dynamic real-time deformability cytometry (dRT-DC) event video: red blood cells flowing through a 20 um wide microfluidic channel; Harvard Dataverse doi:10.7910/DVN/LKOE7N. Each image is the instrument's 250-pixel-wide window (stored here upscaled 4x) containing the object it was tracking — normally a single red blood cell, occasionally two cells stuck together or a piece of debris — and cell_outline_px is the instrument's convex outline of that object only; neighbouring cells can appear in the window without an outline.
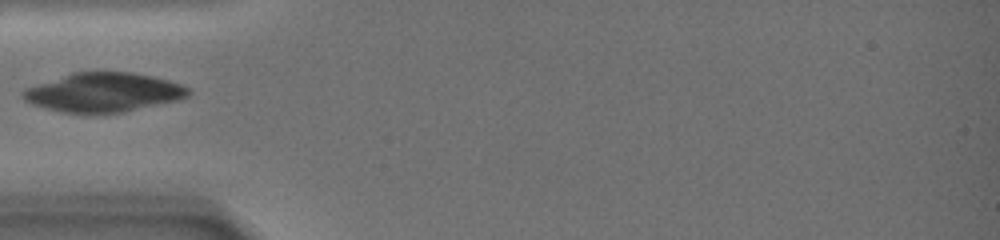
{"species": "common noctule bat (a hibernating species)", "species_latin": "Nyctalus noctula", "temperature_condition": "warm", "stored_images_in_passage": 25, "camera_frame_rate_fps": 3000, "um_per_image_px": 0.085, "animal": {"sex": "female", "body_mass_g": 19.0, "forearm_length_mm": 51.5}, "frame": {"image": 1, "passage_image": 1, "time_ms": 0.0, "image_size_px": [1000, 240], "cell_outline_px": [[192, 92], [188, 96], [180, 100], [120, 112], [64, 112], [32, 104], [24, 100], [20, 96], [20, 92], [24, 88], [72, 72], [128, 72], [152, 76], [168, 80], [180, 84], [188, 88]], "centroid_in_image_um": [8.78, 7.83], "position_along_channel_um": 76.2, "area_um2": 37.34}}
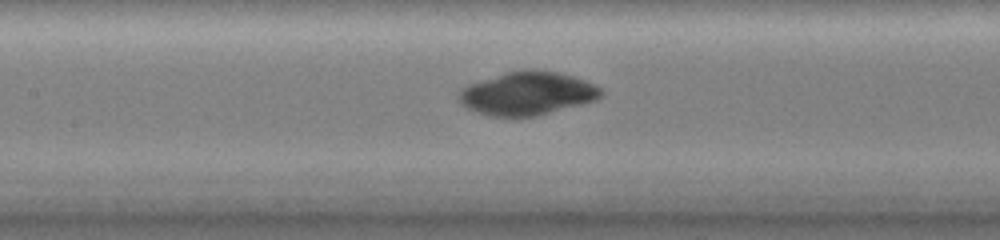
{"frame": {"image": 2, "passage_image": 13, "time_ms": 3.0, "image_size_px": [1000, 240], "cell_outline_px": [[604, 96], [596, 100], [536, 116], [512, 120], [488, 116], [476, 112], [460, 104], [456, 96], [456, 92], [460, 88], [468, 84], [504, 72], [528, 68], [532, 68], [560, 72], [584, 80], [600, 88], [604, 92]], "centroid_in_image_um": [44.75, 7.96], "position_along_channel_um": 162.7, "area_um2": 37.05}}
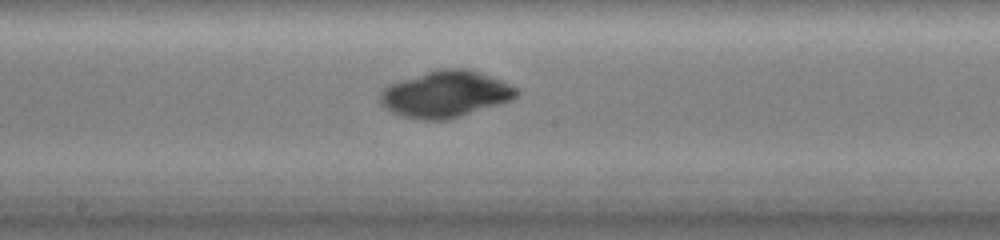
{"frame": {"image": 3, "passage_image": 20, "time_ms": 4.667, "image_size_px": [1000, 240], "cell_outline_px": [[520, 92], [512, 100], [500, 104], [448, 120], [424, 120], [404, 116], [392, 112], [384, 108], [380, 100], [380, 92], [388, 84], [400, 80], [440, 68], [464, 68], [500, 80], [516, 88]], "centroid_in_image_um": [37.85, 8.01], "position_along_channel_um": 210.4, "area_um2": 36.65}}